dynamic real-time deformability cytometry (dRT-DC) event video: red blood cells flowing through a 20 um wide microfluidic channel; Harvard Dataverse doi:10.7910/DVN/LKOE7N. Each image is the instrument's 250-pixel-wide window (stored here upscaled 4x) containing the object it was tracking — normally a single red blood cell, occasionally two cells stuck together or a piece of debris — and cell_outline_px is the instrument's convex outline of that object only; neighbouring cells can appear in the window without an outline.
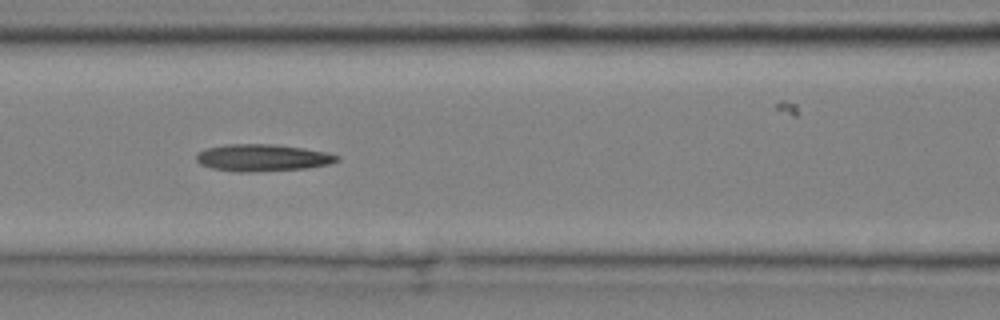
{"species": "common noctule bat (a hibernating species)", "species_latin": "Nyctalus noctula", "temperature_condition": "cold", "stored_images_in_passage": 9, "camera_frame_rate_fps": 3000, "um_per_image_px": 0.085, "animal": {"sex": "male", "body_mass_g": 20.4}, "frame": {"image": 1, "passage_image": 4, "time_ms": 1.0, "image_size_px": [1000, 320], "cell_outline_px": [[340, 160], [328, 164], [308, 168], [256, 172], [240, 172], [212, 168], [200, 164], [196, 160], [196, 152], [204, 148], [224, 144], [272, 144], [304, 148], [324, 152], [340, 156]], "centroid_in_image_um": [22.27, 13.4], "position_along_channel_um": 144.3, "area_um2": 22.31}}
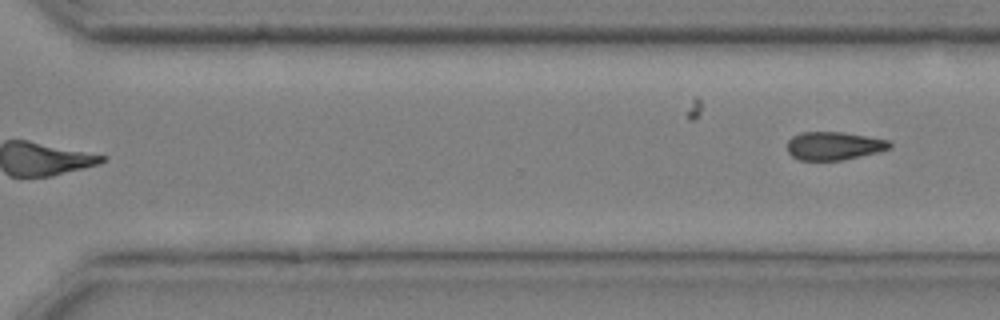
{"frame": {"image": 2, "passage_image": 9, "time_ms": 2.667, "image_size_px": [1000, 320], "cell_outline_px": [[892, 148], [880, 152], [844, 160], [800, 160], [792, 156], [788, 152], [788, 140], [792, 136], [800, 132], [844, 132], [868, 136], [888, 140], [892, 144]], "centroid_in_image_um": [70.92, 12.39], "position_along_channel_um": 299.7, "area_um2": 17.05}}